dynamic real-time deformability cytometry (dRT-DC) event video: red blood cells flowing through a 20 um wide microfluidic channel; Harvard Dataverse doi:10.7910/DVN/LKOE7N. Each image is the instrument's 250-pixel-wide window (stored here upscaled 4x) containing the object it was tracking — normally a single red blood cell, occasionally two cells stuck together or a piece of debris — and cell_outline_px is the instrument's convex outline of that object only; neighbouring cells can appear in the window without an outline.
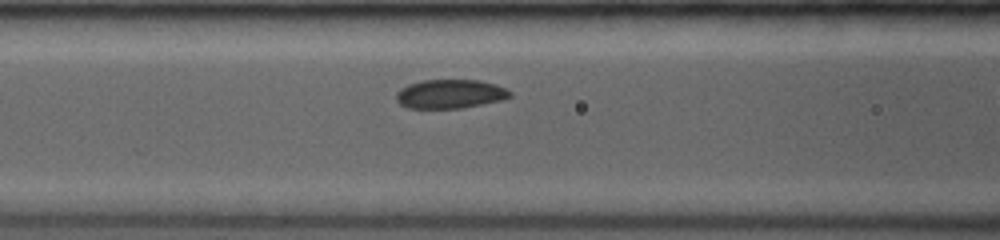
{"species": "common noctule bat (a hibernating species)", "species_latin": "Nyctalus noctula", "temperature_condition": "room temperature", "stored_images_in_passage": 11, "camera_frame_rate_fps": 3500, "um_per_image_px": 0.085, "animal": {"sex": "female", "body_mass_g": 19.0, "forearm_length_mm": 53.3}, "frame": {"image": 1, "passage_image": 3, "time_ms": 0.286, "image_size_px": [1000, 240], "cell_outline_px": [[512, 96], [500, 100], [460, 108], [408, 108], [400, 104], [396, 100], [396, 92], [400, 88], [408, 84], [424, 80], [480, 80], [496, 84], [512, 92]], "centroid_in_image_um": [38.23, 7.98], "position_along_channel_um": 128.4, "area_um2": 19.13}}
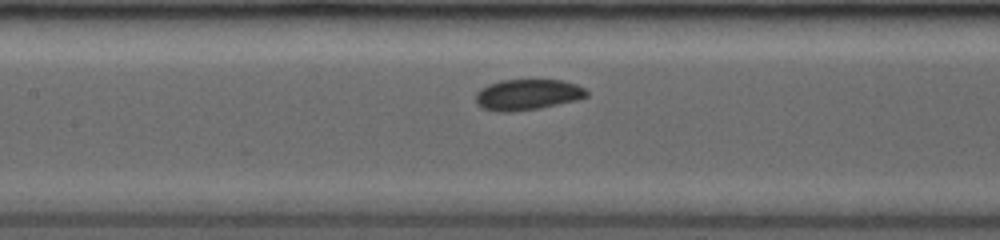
{"frame": {"image": 2, "passage_image": 7, "time_ms": 1.143, "image_size_px": [1000, 240], "cell_outline_px": [[588, 96], [576, 100], [540, 108], [512, 112], [500, 112], [480, 108], [476, 104], [476, 92], [480, 88], [488, 84], [500, 80], [564, 80], [576, 84], [584, 88], [588, 92]], "centroid_in_image_um": [44.8, 8.05], "position_along_channel_um": 162.6, "area_um2": 20.11}}